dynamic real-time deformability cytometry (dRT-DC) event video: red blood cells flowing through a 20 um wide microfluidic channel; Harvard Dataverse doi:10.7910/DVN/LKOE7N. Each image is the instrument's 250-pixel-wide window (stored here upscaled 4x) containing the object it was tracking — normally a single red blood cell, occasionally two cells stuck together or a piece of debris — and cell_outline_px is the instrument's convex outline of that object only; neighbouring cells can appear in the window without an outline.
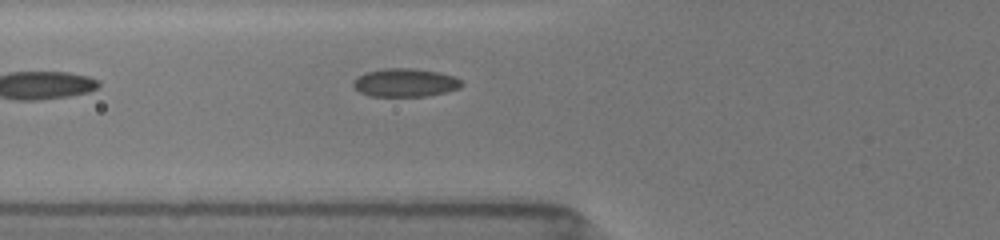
{"species": "common noctule bat (a hibernating species)", "species_latin": "Nyctalus noctula", "temperature_condition": "room temperature", "stored_images_in_passage": 4, "camera_frame_rate_fps": 3000, "um_per_image_px": 0.085, "animal": {"sex": "female", "body_mass_g": 19.5, "forearm_length_mm": 54.1}, "frame": {"image": 1, "passage_image": 4, "time_ms": 4.0, "image_size_px": [1000, 240], "cell_outline_px": [[464, 84], [460, 88], [444, 92], [424, 96], [372, 96], [360, 92], [352, 84], [364, 72], [384, 68], [412, 68], [436, 72], [452, 76], [460, 80]], "centroid_in_image_um": [34.44, 7.02], "position_along_channel_um": 91.4, "area_um2": 17.57}}